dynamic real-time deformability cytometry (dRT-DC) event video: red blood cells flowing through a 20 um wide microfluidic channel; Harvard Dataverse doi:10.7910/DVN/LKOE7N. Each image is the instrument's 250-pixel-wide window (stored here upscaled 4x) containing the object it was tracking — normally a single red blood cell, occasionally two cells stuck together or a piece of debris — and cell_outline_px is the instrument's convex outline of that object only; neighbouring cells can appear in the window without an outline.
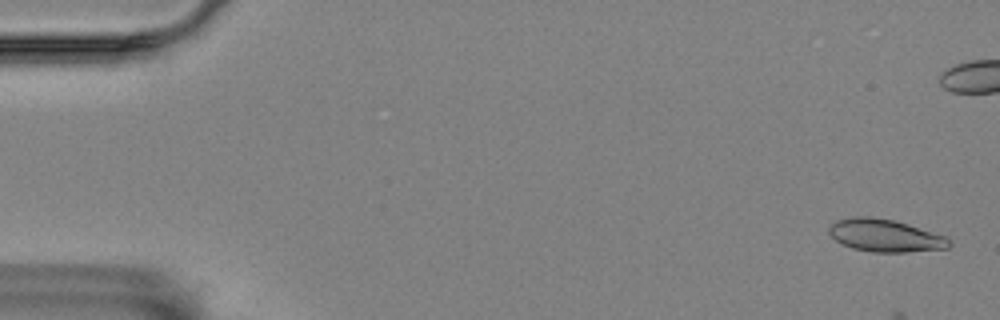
{"species": "Egyptian fruit bat (a non-hibernating species)", "species_latin": "Rousettus aegyptiacus", "temperature_condition": "room temperature", "stored_images_in_passage": 6, "camera_frame_rate_fps": 3000, "um_per_image_px": 0.085, "animal": {"sex": "female"}, "frame": {"image": 1, "passage_image": 2, "time_ms": 0.333, "image_size_px": [1000, 320], "cell_outline_px": [[952, 244], [948, 248], [904, 252], [872, 252], [852, 248], [836, 240], [828, 232], [828, 228], [836, 220], [852, 216], [872, 216], [892, 220], [948, 236], [952, 240]], "centroid_in_image_um": [75.26, 20.02], "position_along_channel_um": 9.7, "area_um2": 22.83}}